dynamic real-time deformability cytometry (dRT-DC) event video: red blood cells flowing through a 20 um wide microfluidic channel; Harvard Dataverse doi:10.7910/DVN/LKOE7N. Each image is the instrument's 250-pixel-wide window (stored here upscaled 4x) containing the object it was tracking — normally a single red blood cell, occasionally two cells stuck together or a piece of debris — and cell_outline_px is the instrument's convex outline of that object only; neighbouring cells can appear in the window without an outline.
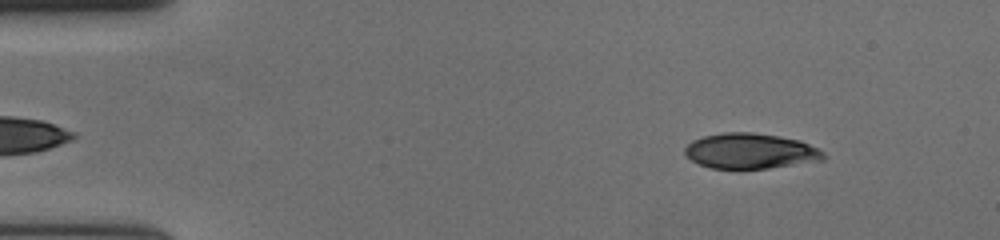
{"species": "human", "species_latin": "Homo sapiens", "temperature_condition": "cold", "stored_images_in_passage": 44, "camera_frame_rate_fps": 3000, "um_per_image_px": 0.085, "donor": {"sex": "female"}, "frame": {"image": 1, "passage_image": 4, "time_ms": 1.0, "image_size_px": [1000, 240], "cell_outline_px": [[824, 160], [740, 172], [712, 168], [700, 164], [692, 160], [684, 152], [684, 148], [692, 140], [704, 136], [724, 132], [752, 132], [800, 140], [824, 152]], "centroid_in_image_um": [63.75, 12.87], "position_along_channel_um": 21.3, "area_um2": 29.07}}
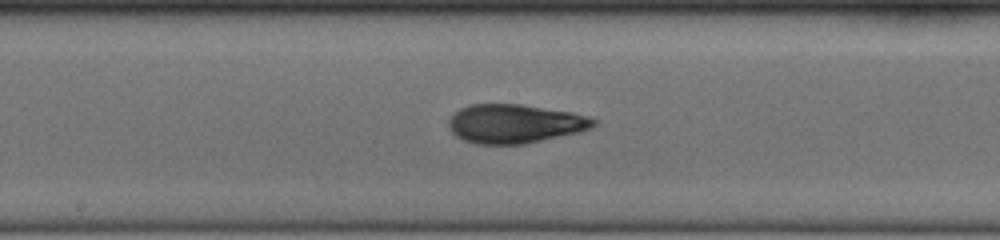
{"frame": {"image": 2, "passage_image": 27, "time_ms": 8.667, "image_size_px": [1000, 240], "cell_outline_px": [[596, 124], [592, 128], [576, 132], [524, 144], [476, 144], [464, 140], [456, 136], [448, 128], [448, 120], [460, 108], [472, 104], [520, 104], [572, 112], [588, 116], [596, 120]], "centroid_in_image_um": [43.73, 10.51], "position_along_channel_um": 204.5, "area_um2": 32.66}}
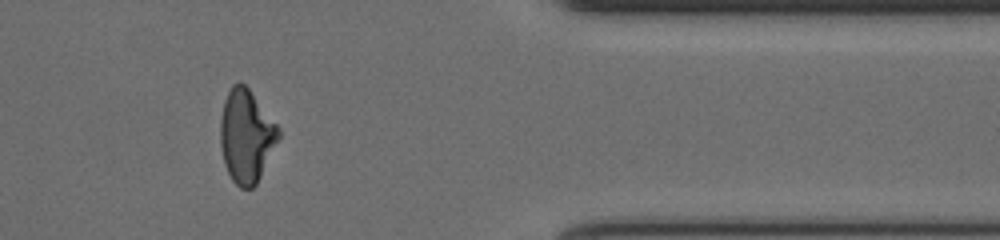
{"frame": {"image": 3, "passage_image": 44, "time_ms": 14.333, "image_size_px": [1000, 240], "cell_outline_px": [[280, 136], [256, 184], [252, 188], [240, 188], [232, 180], [224, 164], [220, 144], [220, 120], [224, 100], [232, 84], [244, 84], [248, 88], [280, 128]], "centroid_in_image_um": [20.92, 11.57], "position_along_channel_um": 390.5, "area_um2": 31.21}, "authors_computed_cell_mechanics": {"area_um2": 31.9056, "velocity_mm_per_s": 3.6737, "shape_relaxation_time_tau1_ms": 5.4663, "shape_relaxation_time_tau2_ms": 1.7505, "deformation_change_tau1": 0.2069, "deformation_change_tau2": 0.0736}}